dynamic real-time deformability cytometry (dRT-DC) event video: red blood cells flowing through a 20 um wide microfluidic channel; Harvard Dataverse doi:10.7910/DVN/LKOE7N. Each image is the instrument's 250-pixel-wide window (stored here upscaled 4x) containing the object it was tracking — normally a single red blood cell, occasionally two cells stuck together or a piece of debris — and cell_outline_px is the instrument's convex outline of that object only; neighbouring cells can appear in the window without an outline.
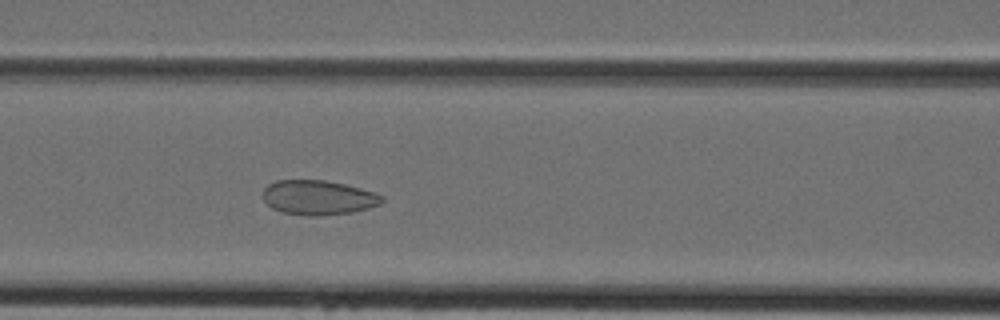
{"species": "Egyptian fruit bat (a non-hibernating species)", "species_latin": "Rousettus aegyptiacus", "temperature_condition": "cold", "stored_images_in_passage": 38, "camera_frame_rate_fps": 3000, "um_per_image_px": 0.085, "animal": {"sex": "female"}, "frame": {"image": 1, "passage_image": 17, "time_ms": 5.333, "image_size_px": [1000, 320], "cell_outline_px": [[384, 200], [380, 204], [368, 208], [352, 212], [316, 216], [308, 216], [284, 212], [272, 208], [264, 200], [264, 188], [268, 184], [276, 180], [324, 180], [344, 184], [376, 192], [384, 196]], "centroid_in_image_um": [27.07, 16.78], "position_along_channel_um": 139.5, "area_um2": 23.93}}
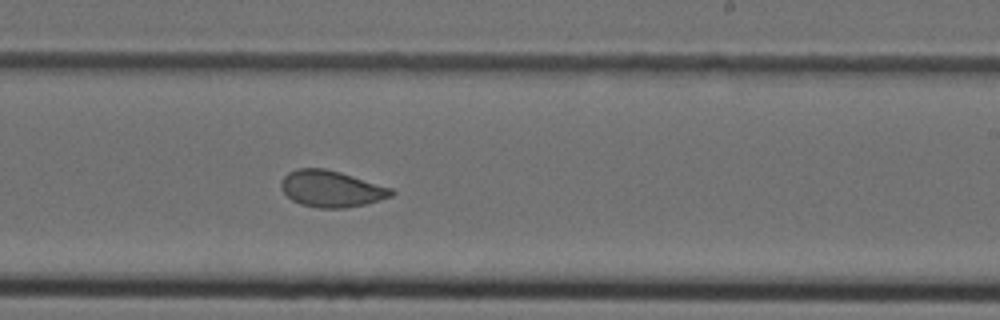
{"frame": {"image": 2, "passage_image": 25, "time_ms": 8.0, "image_size_px": [1000, 320], "cell_outline_px": [[396, 192], [392, 196], [380, 200], [364, 204], [344, 208], [316, 208], [300, 204], [292, 200], [280, 188], [280, 180], [288, 172], [296, 168], [324, 168], [340, 172], [392, 188]], "centroid_in_image_um": [28.14, 16.04], "position_along_channel_um": 260.9, "area_um2": 23.52}}
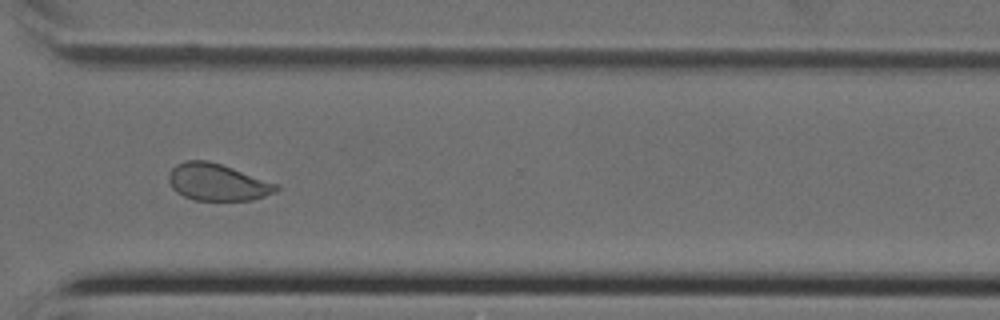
{"frame": {"image": 3, "passage_image": 31, "time_ms": 10.0, "image_size_px": [1000, 320], "cell_outline_px": [[280, 188], [276, 192], [252, 200], [192, 200], [176, 192], [172, 188], [168, 180], [168, 176], [172, 168], [176, 164], [184, 160], [208, 160], [280, 184]], "centroid_in_image_um": [18.48, 15.48], "position_along_channel_um": 352.1, "area_um2": 23.29}}